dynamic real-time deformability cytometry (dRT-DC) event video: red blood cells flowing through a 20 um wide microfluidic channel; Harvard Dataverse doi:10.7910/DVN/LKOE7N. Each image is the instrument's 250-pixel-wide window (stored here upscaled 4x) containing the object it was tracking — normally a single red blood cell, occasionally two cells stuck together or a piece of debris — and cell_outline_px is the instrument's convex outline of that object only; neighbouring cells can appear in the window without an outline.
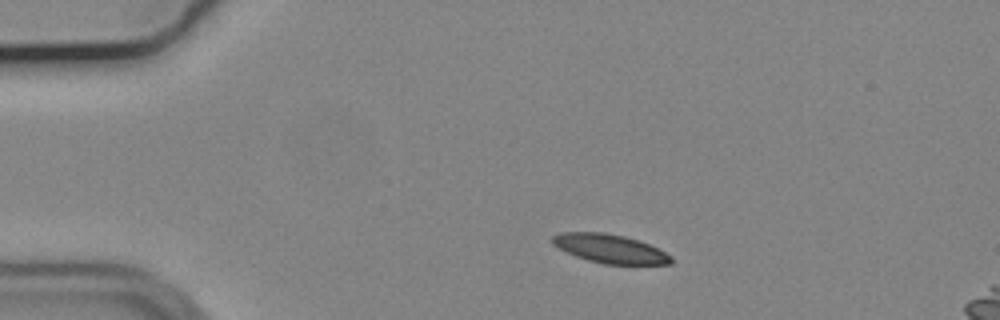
{"species": "common noctule bat (a hibernating species)", "species_latin": "Nyctalus noctula", "temperature_condition": "cold", "stored_images_in_passage": 14, "camera_frame_rate_fps": 3000, "um_per_image_px": 0.085, "animal": {"sex": "male", "body_mass_g": 19.2, "forearm_length_mm": 51.8}, "frame": {"image": 1, "passage_image": 7, "time_ms": 2.0, "image_size_px": [1000, 320], "cell_outline_px": [[672, 264], [604, 264], [588, 260], [576, 256], [552, 244], [548, 240], [552, 236], [560, 232], [604, 232], [624, 236], [648, 244], [672, 256]], "centroid_in_image_um": [51.8, 21.13], "position_along_channel_um": 33.2, "area_um2": 19.77}}